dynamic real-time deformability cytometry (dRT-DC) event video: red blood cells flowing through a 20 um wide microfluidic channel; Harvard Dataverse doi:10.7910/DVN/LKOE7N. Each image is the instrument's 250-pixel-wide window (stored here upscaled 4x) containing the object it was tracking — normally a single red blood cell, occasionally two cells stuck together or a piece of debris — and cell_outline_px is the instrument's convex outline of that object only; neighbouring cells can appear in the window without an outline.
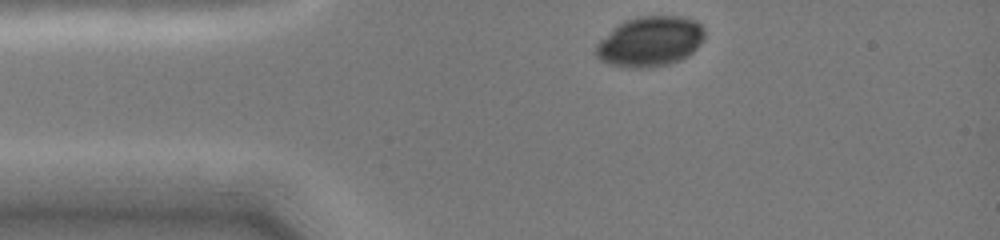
{"species": "common noctule bat (a hibernating species)", "species_latin": "Nyctalus noctula", "temperature_condition": "cold", "stored_images_in_passage": 5, "camera_frame_rate_fps": 3000, "um_per_image_px": 0.085, "animal": {"sex": "female", "body_mass_g": 19.0, "forearm_length_mm": 51.5}, "frame": {"image": 1, "passage_image": 1, "time_ms": 0.0, "image_size_px": [1000, 240], "cell_outline_px": [[704, 36], [696, 48], [688, 56], [680, 60], [668, 64], [648, 68], [620, 68], [600, 60], [596, 56], [596, 44], [600, 40], [624, 20], [636, 16], [684, 16], [696, 20], [700, 24], [704, 32]], "centroid_in_image_um": [55.24, 3.53], "position_along_channel_um": 29.8, "area_um2": 31.85}}